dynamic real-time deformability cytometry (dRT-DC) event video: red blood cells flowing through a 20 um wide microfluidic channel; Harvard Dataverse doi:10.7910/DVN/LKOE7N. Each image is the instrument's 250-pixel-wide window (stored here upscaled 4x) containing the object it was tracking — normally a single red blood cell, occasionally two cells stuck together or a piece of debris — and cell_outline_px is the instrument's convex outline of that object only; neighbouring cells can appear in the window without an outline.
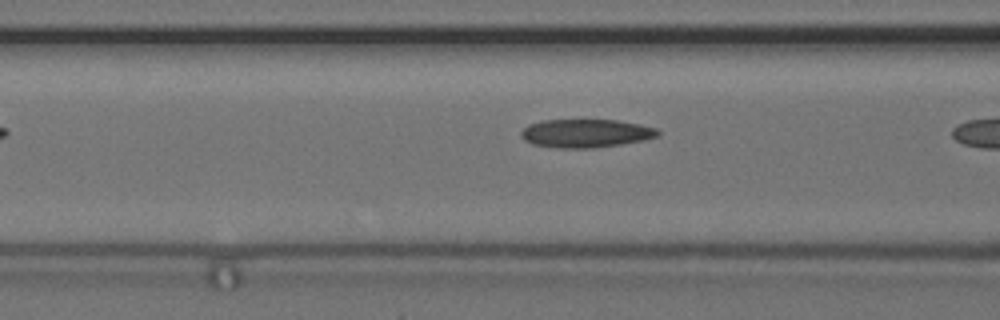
{"species": "common noctule bat (a hibernating species)", "species_latin": "Nyctalus noctula", "temperature_condition": "cold", "stored_images_in_passage": 8, "camera_frame_rate_fps": 3000, "um_per_image_px": 0.085, "animal": {"sex": "female", "body_mass_g": 24.6, "forearm_length_mm": 56.2}, "frame": {"image": 1, "passage_image": 7, "time_ms": 2.0, "image_size_px": [1000, 320], "cell_outline_px": [[660, 136], [644, 140], [620, 144], [592, 148], [556, 148], [532, 144], [524, 140], [520, 136], [520, 132], [528, 124], [540, 120], [616, 120], [640, 124], [656, 128], [660, 132]], "centroid_in_image_um": [49.77, 11.33], "position_along_channel_um": 116.8, "area_um2": 22.77}}